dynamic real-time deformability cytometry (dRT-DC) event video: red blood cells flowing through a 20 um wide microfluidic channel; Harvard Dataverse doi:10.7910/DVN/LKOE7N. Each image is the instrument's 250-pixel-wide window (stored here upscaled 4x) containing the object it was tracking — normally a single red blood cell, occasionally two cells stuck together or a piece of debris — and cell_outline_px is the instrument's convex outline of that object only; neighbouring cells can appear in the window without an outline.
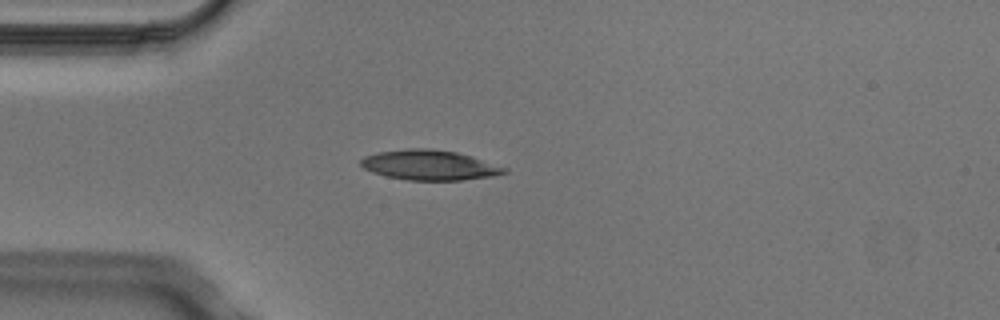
{"species": "Egyptian fruit bat (a non-hibernating species)", "species_latin": "Rousettus aegyptiacus", "temperature_condition": "cold", "stored_images_in_passage": 2, "camera_frame_rate_fps": 3000, "um_per_image_px": 0.085, "animal": {"sex": "male"}, "frame": {"image": 1, "passage_image": 1, "time_ms": 0.0, "image_size_px": [1000, 320], "cell_outline_px": [[508, 172], [492, 176], [460, 180], [408, 180], [388, 176], [372, 172], [364, 168], [360, 164], [360, 160], [364, 156], [380, 152], [408, 148], [428, 148], [456, 152], [472, 156], [508, 168]], "centroid_in_image_um": [36.52, 14.03], "position_along_channel_um": 48.5, "area_um2": 24.97}}